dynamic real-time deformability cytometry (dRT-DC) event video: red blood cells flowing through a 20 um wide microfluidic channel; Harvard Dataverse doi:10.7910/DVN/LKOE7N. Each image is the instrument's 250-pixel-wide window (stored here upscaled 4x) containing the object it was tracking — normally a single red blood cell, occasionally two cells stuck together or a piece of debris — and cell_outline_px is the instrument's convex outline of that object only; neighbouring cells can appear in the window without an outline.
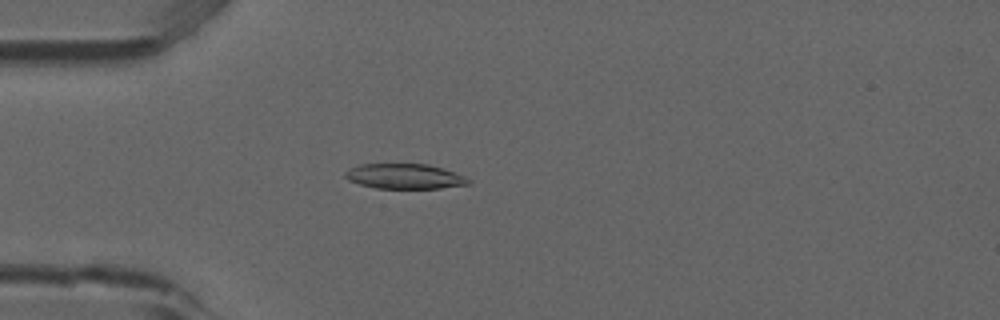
{"species": "common noctule bat (a hibernating species)", "species_latin": "Nyctalus noctula", "temperature_condition": "room temperature", "stored_images_in_passage": 39, "camera_frame_rate_fps": 3000, "um_per_image_px": 0.085, "animal": {"sex": "male", "forearm_length_mm": 52.5}, "frame": {"image": 1, "passage_image": 1, "time_ms": 0.0, "image_size_px": [1000, 320], "cell_outline_px": [[472, 180], [468, 184], [440, 188], [376, 188], [360, 184], [348, 180], [344, 176], [344, 172], [360, 164], [428, 164], [464, 176]], "centroid_in_image_um": [34.37, 14.99], "position_along_channel_um": 50.6, "area_um2": 17.74}}
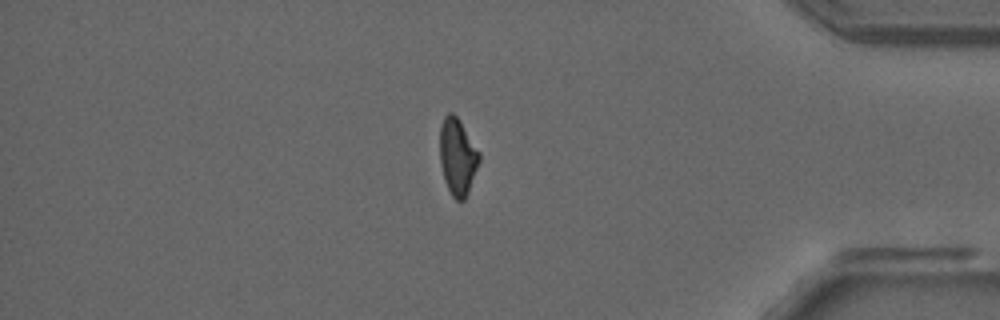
{"frame": {"image": 2, "passage_image": 31, "time_ms": 10.0, "image_size_px": [1000, 320], "cell_outline_px": [[480, 160], [468, 192], [464, 200], [456, 200], [452, 196], [444, 180], [440, 164], [440, 124], [444, 116], [448, 112], [452, 112], [460, 120], [480, 152]], "centroid_in_image_um": [38.88, 13.29], "position_along_channel_um": 396.3, "area_um2": 17.69}}
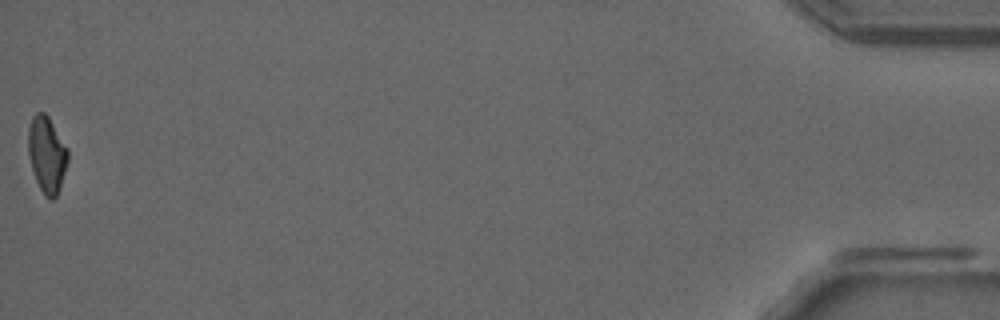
{"frame": {"image": 3, "passage_image": 39, "time_ms": 12.667, "image_size_px": [1000, 320], "cell_outline_px": [[68, 160], [56, 196], [52, 200], [48, 200], [44, 196], [36, 180], [32, 168], [28, 152], [28, 128], [32, 116], [36, 112], [44, 112], [48, 116], [68, 148]], "centroid_in_image_um": [3.97, 13.11], "position_along_channel_um": 431.2, "area_um2": 17.51}, "authors_computed_cell_mechanics": {"area_um2": 17.9758, "velocity_mm_per_s": 3.8889, "shape_relaxation_time_tau1_ms": null, "shape_relaxation_time_tau2_ms": 3.62, "deformation_change_tau1": null, "deformation_change_tau2": 0.0996}}